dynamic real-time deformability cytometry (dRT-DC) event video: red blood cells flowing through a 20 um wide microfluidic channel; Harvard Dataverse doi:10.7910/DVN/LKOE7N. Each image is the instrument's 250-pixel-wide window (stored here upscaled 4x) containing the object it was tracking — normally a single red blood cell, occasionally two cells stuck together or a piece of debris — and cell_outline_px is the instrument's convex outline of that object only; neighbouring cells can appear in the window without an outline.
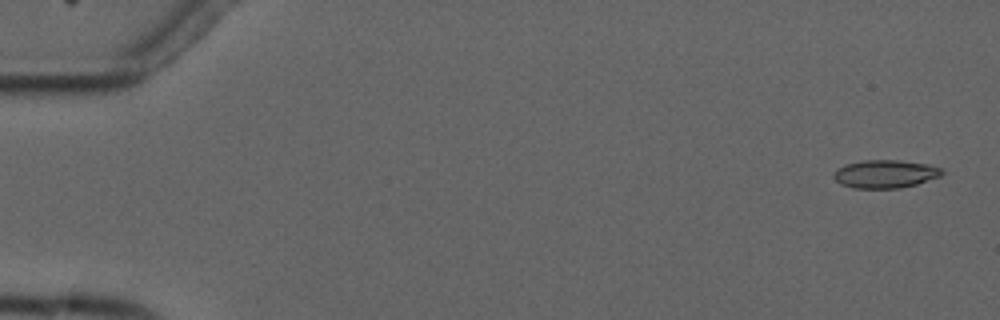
{"species": "common noctule bat (a hibernating species)", "species_latin": "Nyctalus noctula", "temperature_condition": "cold", "stored_images_in_passage": 10, "camera_frame_rate_fps": 3000, "um_per_image_px": 0.085, "animal": {"sex": "male", "forearm_length_mm": 52.5}, "frame": {"image": 1, "passage_image": 1, "time_ms": 0.0, "image_size_px": [1000, 320], "cell_outline_px": [[944, 172], [940, 176], [916, 184], [900, 188], [852, 188], [840, 184], [832, 176], [836, 168], [844, 164], [864, 160], [900, 160], [928, 164], [940, 168]], "centroid_in_image_um": [75.2, 14.78], "position_along_channel_um": 9.8, "area_um2": 17.8}}
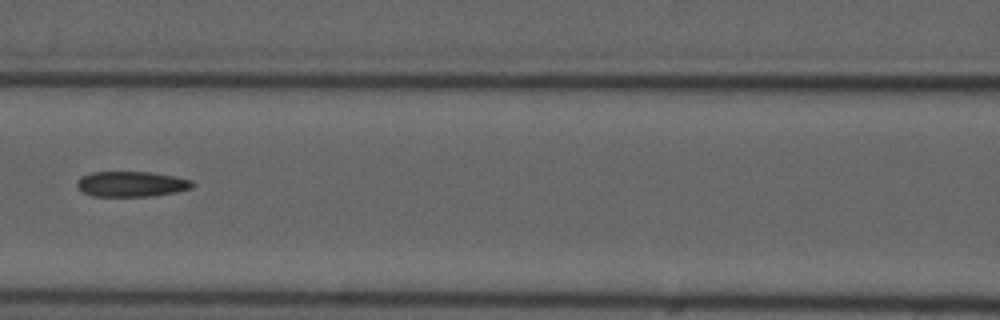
{"frame": {"image": 2, "passage_image": 7, "time_ms": 7.667, "image_size_px": [1000, 320], "cell_outline_px": [[196, 184], [192, 188], [176, 192], [152, 196], [92, 196], [80, 192], [76, 184], [84, 176], [92, 172], [148, 172], [176, 176], [192, 180]], "centroid_in_image_um": [11.21, 15.65], "position_along_channel_um": 155.4, "area_um2": 17.11}}
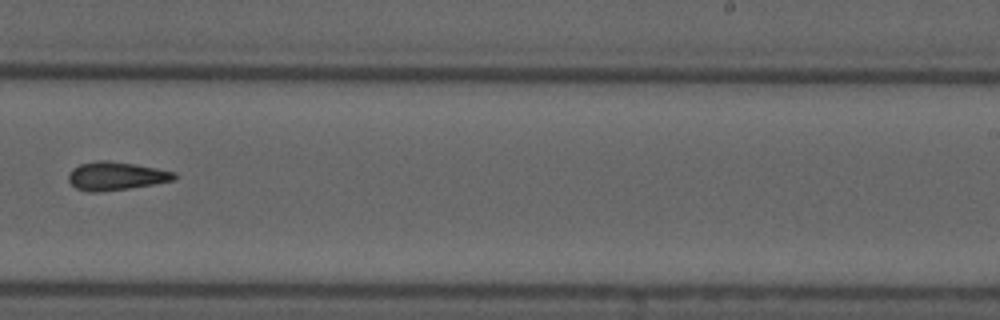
{"frame": {"image": 3, "passage_image": 10, "time_ms": 11.0, "image_size_px": [1000, 320], "cell_outline_px": [[176, 176], [172, 180], [152, 184], [128, 188], [100, 192], [88, 192], [76, 188], [68, 180], [68, 172], [72, 168], [80, 164], [100, 160], [108, 160], [136, 164], [176, 172]], "centroid_in_image_um": [9.81, 14.95], "position_along_channel_um": 279.2, "area_um2": 17.4}}